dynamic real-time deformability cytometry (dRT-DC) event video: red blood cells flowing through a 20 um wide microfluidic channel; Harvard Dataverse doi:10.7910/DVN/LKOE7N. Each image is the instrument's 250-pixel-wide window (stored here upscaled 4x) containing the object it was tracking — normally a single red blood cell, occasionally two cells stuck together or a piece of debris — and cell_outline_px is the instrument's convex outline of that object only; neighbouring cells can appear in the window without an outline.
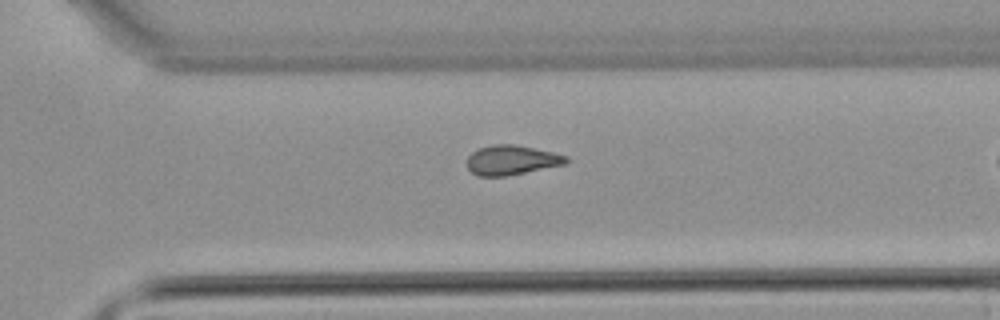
{"species": "common noctule bat (a hibernating species)", "species_latin": "Nyctalus noctula", "temperature_condition": "warm", "stored_images_in_passage": 28, "camera_frame_rate_fps": 3000, "um_per_image_px": 0.085, "animal": {"sex": "male", "body_mass_g": 21.5, "forearm_length_mm": 52.0}, "frame": {"image": 1, "passage_image": 24, "time_ms": 7.667, "image_size_px": [1000, 320], "cell_outline_px": [[568, 164], [508, 176], [476, 176], [468, 168], [468, 156], [472, 152], [480, 148], [492, 144], [516, 144], [552, 152], [568, 156]], "centroid_in_image_um": [43.52, 13.61], "position_along_channel_um": 327.1, "area_um2": 17.28}}